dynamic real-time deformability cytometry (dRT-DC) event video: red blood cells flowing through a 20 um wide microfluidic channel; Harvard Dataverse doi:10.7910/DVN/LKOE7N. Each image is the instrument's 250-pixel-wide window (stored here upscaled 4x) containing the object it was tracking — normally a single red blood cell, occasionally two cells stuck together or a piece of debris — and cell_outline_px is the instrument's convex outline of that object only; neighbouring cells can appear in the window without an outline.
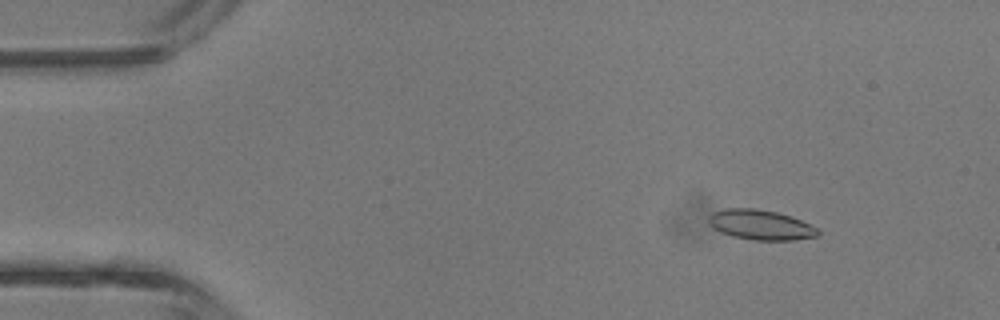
{"species": "common noctule bat (a hibernating species)", "species_latin": "Nyctalus noctula", "temperature_condition": "room temperature", "stored_images_in_passage": 7, "camera_frame_rate_fps": 3000, "um_per_image_px": 0.085, "animal": {"sex": "male", "body_mass_g": 13.3}, "frame": {"image": 1, "passage_image": 1, "time_ms": 0.0, "image_size_px": [1000, 320], "cell_outline_px": [[820, 232], [816, 236], [792, 240], [752, 240], [732, 236], [720, 232], [712, 228], [708, 220], [708, 216], [712, 212], [728, 208], [752, 208], [776, 212], [792, 216], [816, 228]], "centroid_in_image_um": [64.6, 19.11], "position_along_channel_um": 20.4, "area_um2": 19.02}}